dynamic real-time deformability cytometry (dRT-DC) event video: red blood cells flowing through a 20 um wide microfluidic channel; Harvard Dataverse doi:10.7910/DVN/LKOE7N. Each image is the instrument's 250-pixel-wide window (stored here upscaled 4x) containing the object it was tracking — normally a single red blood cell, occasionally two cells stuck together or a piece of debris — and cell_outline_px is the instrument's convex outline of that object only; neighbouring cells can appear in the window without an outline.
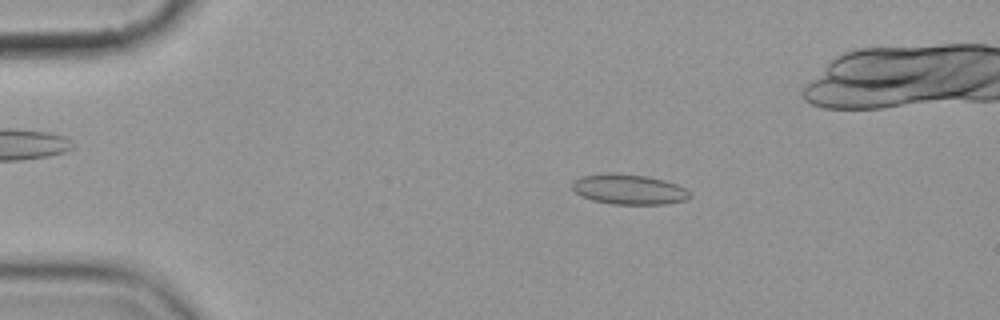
{"species": "common noctule bat (a hibernating species)", "species_latin": "Nyctalus noctula", "temperature_condition": "cold", "stored_images_in_passage": 5, "camera_frame_rate_fps": 3000, "um_per_image_px": 0.085, "animal": {"sex": "female", "body_mass_g": 19.9}, "frame": {"image": 1, "passage_image": 3, "time_ms": 2.333, "image_size_px": [1000, 320], "cell_outline_px": [[692, 196], [684, 200], [668, 204], [612, 204], [592, 200], [580, 196], [572, 188], [572, 180], [584, 176], [608, 172], [612, 172], [648, 176], [664, 180], [676, 184], [692, 192]], "centroid_in_image_um": [53.46, 16.09], "position_along_channel_um": 31.5, "area_um2": 20.87}}